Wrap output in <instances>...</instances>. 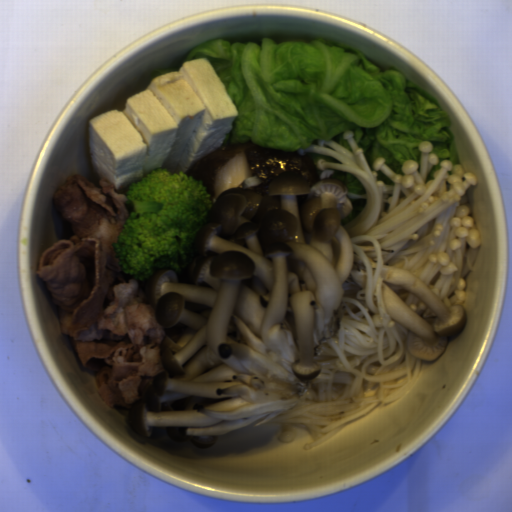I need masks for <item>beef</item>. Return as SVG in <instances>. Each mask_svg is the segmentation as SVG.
Instances as JSON below:
<instances>
[{
	"label": "beef",
	"instance_id": "obj_1",
	"mask_svg": "<svg viewBox=\"0 0 512 512\" xmlns=\"http://www.w3.org/2000/svg\"><path fill=\"white\" fill-rule=\"evenodd\" d=\"M127 186L68 176L52 197L72 224L71 237L46 247L36 273L48 291L60 333L80 365L95 374L101 398L128 416L164 372L165 327L145 297L146 280L124 274L113 243L129 217Z\"/></svg>",
	"mask_w": 512,
	"mask_h": 512
}]
</instances>
